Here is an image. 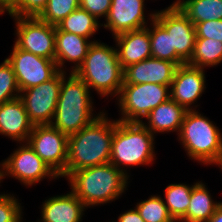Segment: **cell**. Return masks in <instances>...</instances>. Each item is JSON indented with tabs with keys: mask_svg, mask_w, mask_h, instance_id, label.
I'll return each mask as SVG.
<instances>
[{
	"mask_svg": "<svg viewBox=\"0 0 222 222\" xmlns=\"http://www.w3.org/2000/svg\"><path fill=\"white\" fill-rule=\"evenodd\" d=\"M102 113L83 129L68 136L66 177L72 172L110 163L114 121Z\"/></svg>",
	"mask_w": 222,
	"mask_h": 222,
	"instance_id": "6da1fadb",
	"label": "cell"
},
{
	"mask_svg": "<svg viewBox=\"0 0 222 222\" xmlns=\"http://www.w3.org/2000/svg\"><path fill=\"white\" fill-rule=\"evenodd\" d=\"M67 178L71 191L87 208L119 198L127 188L129 175L106 163L74 171Z\"/></svg>",
	"mask_w": 222,
	"mask_h": 222,
	"instance_id": "7a4b0ae2",
	"label": "cell"
},
{
	"mask_svg": "<svg viewBox=\"0 0 222 222\" xmlns=\"http://www.w3.org/2000/svg\"><path fill=\"white\" fill-rule=\"evenodd\" d=\"M63 71L60 96L51 125L67 136L77 133L102 112L94 116L93 102L88 85L74 72ZM67 79V80H66Z\"/></svg>",
	"mask_w": 222,
	"mask_h": 222,
	"instance_id": "3957f363",
	"label": "cell"
},
{
	"mask_svg": "<svg viewBox=\"0 0 222 222\" xmlns=\"http://www.w3.org/2000/svg\"><path fill=\"white\" fill-rule=\"evenodd\" d=\"M123 68L116 48L98 41L93 42L83 63L74 73L100 96H119L124 83ZM109 94V95H108Z\"/></svg>",
	"mask_w": 222,
	"mask_h": 222,
	"instance_id": "277c9868",
	"label": "cell"
},
{
	"mask_svg": "<svg viewBox=\"0 0 222 222\" xmlns=\"http://www.w3.org/2000/svg\"><path fill=\"white\" fill-rule=\"evenodd\" d=\"M154 137L142 122L114 120L110 163L120 170L125 166L152 163L155 157Z\"/></svg>",
	"mask_w": 222,
	"mask_h": 222,
	"instance_id": "5b68a950",
	"label": "cell"
},
{
	"mask_svg": "<svg viewBox=\"0 0 222 222\" xmlns=\"http://www.w3.org/2000/svg\"><path fill=\"white\" fill-rule=\"evenodd\" d=\"M190 159L210 164L222 153L220 129L196 109L187 110L177 134Z\"/></svg>",
	"mask_w": 222,
	"mask_h": 222,
	"instance_id": "8992f818",
	"label": "cell"
},
{
	"mask_svg": "<svg viewBox=\"0 0 222 222\" xmlns=\"http://www.w3.org/2000/svg\"><path fill=\"white\" fill-rule=\"evenodd\" d=\"M170 86L156 83L123 84L118 99L121 118L118 121L142 122L141 118L170 99Z\"/></svg>",
	"mask_w": 222,
	"mask_h": 222,
	"instance_id": "52a82bcc",
	"label": "cell"
},
{
	"mask_svg": "<svg viewBox=\"0 0 222 222\" xmlns=\"http://www.w3.org/2000/svg\"><path fill=\"white\" fill-rule=\"evenodd\" d=\"M27 143L59 177L66 178L68 136L51 124L33 125Z\"/></svg>",
	"mask_w": 222,
	"mask_h": 222,
	"instance_id": "ba28073f",
	"label": "cell"
},
{
	"mask_svg": "<svg viewBox=\"0 0 222 222\" xmlns=\"http://www.w3.org/2000/svg\"><path fill=\"white\" fill-rule=\"evenodd\" d=\"M63 71L37 86L22 90L23 102L28 118L33 125L51 124L60 96Z\"/></svg>",
	"mask_w": 222,
	"mask_h": 222,
	"instance_id": "9c48e42d",
	"label": "cell"
},
{
	"mask_svg": "<svg viewBox=\"0 0 222 222\" xmlns=\"http://www.w3.org/2000/svg\"><path fill=\"white\" fill-rule=\"evenodd\" d=\"M16 21L15 46L55 61L56 26L38 17H13Z\"/></svg>",
	"mask_w": 222,
	"mask_h": 222,
	"instance_id": "30bf717a",
	"label": "cell"
},
{
	"mask_svg": "<svg viewBox=\"0 0 222 222\" xmlns=\"http://www.w3.org/2000/svg\"><path fill=\"white\" fill-rule=\"evenodd\" d=\"M7 61L12 65L20 92L49 81L58 72L56 61L47 59L15 45Z\"/></svg>",
	"mask_w": 222,
	"mask_h": 222,
	"instance_id": "8fae6325",
	"label": "cell"
},
{
	"mask_svg": "<svg viewBox=\"0 0 222 222\" xmlns=\"http://www.w3.org/2000/svg\"><path fill=\"white\" fill-rule=\"evenodd\" d=\"M154 19L171 35L172 48L187 63L194 51L195 25L177 6L155 11Z\"/></svg>",
	"mask_w": 222,
	"mask_h": 222,
	"instance_id": "7c38bea8",
	"label": "cell"
},
{
	"mask_svg": "<svg viewBox=\"0 0 222 222\" xmlns=\"http://www.w3.org/2000/svg\"><path fill=\"white\" fill-rule=\"evenodd\" d=\"M4 162V177L11 175L23 185L31 186L42 179L58 176L35 153L27 142L22 143Z\"/></svg>",
	"mask_w": 222,
	"mask_h": 222,
	"instance_id": "4fadbf2b",
	"label": "cell"
},
{
	"mask_svg": "<svg viewBox=\"0 0 222 222\" xmlns=\"http://www.w3.org/2000/svg\"><path fill=\"white\" fill-rule=\"evenodd\" d=\"M204 73V69L187 63L177 66L170 85V98L186 110H192L191 105L206 88Z\"/></svg>",
	"mask_w": 222,
	"mask_h": 222,
	"instance_id": "5bb4252c",
	"label": "cell"
},
{
	"mask_svg": "<svg viewBox=\"0 0 222 222\" xmlns=\"http://www.w3.org/2000/svg\"><path fill=\"white\" fill-rule=\"evenodd\" d=\"M145 0H112L106 23L113 36L147 27L144 15Z\"/></svg>",
	"mask_w": 222,
	"mask_h": 222,
	"instance_id": "9a60e30c",
	"label": "cell"
},
{
	"mask_svg": "<svg viewBox=\"0 0 222 222\" xmlns=\"http://www.w3.org/2000/svg\"><path fill=\"white\" fill-rule=\"evenodd\" d=\"M176 68L174 62L150 57L126 67L123 84L156 83L170 86Z\"/></svg>",
	"mask_w": 222,
	"mask_h": 222,
	"instance_id": "2e32d148",
	"label": "cell"
},
{
	"mask_svg": "<svg viewBox=\"0 0 222 222\" xmlns=\"http://www.w3.org/2000/svg\"><path fill=\"white\" fill-rule=\"evenodd\" d=\"M32 128L20 97L0 105V134L21 144L27 142Z\"/></svg>",
	"mask_w": 222,
	"mask_h": 222,
	"instance_id": "e0dca14e",
	"label": "cell"
},
{
	"mask_svg": "<svg viewBox=\"0 0 222 222\" xmlns=\"http://www.w3.org/2000/svg\"><path fill=\"white\" fill-rule=\"evenodd\" d=\"M118 60L123 70L133 64L152 57L150 34L147 27L125 32L114 37Z\"/></svg>",
	"mask_w": 222,
	"mask_h": 222,
	"instance_id": "ac0fdd59",
	"label": "cell"
},
{
	"mask_svg": "<svg viewBox=\"0 0 222 222\" xmlns=\"http://www.w3.org/2000/svg\"><path fill=\"white\" fill-rule=\"evenodd\" d=\"M95 42L74 33L61 31L56 26L55 37V61L59 71H64L66 61L75 64L71 72H74L83 63L90 45Z\"/></svg>",
	"mask_w": 222,
	"mask_h": 222,
	"instance_id": "d6986e66",
	"label": "cell"
},
{
	"mask_svg": "<svg viewBox=\"0 0 222 222\" xmlns=\"http://www.w3.org/2000/svg\"><path fill=\"white\" fill-rule=\"evenodd\" d=\"M42 206L40 222H81L86 208L72 191L46 199Z\"/></svg>",
	"mask_w": 222,
	"mask_h": 222,
	"instance_id": "ffe728a7",
	"label": "cell"
},
{
	"mask_svg": "<svg viewBox=\"0 0 222 222\" xmlns=\"http://www.w3.org/2000/svg\"><path fill=\"white\" fill-rule=\"evenodd\" d=\"M186 109L171 98L153 109L146 117L144 126L154 135L171 131H180Z\"/></svg>",
	"mask_w": 222,
	"mask_h": 222,
	"instance_id": "44dd1931",
	"label": "cell"
},
{
	"mask_svg": "<svg viewBox=\"0 0 222 222\" xmlns=\"http://www.w3.org/2000/svg\"><path fill=\"white\" fill-rule=\"evenodd\" d=\"M204 183H194L186 215L179 222H207L222 202H214Z\"/></svg>",
	"mask_w": 222,
	"mask_h": 222,
	"instance_id": "7402d4cb",
	"label": "cell"
},
{
	"mask_svg": "<svg viewBox=\"0 0 222 222\" xmlns=\"http://www.w3.org/2000/svg\"><path fill=\"white\" fill-rule=\"evenodd\" d=\"M170 6H177L194 25L222 20V0H176Z\"/></svg>",
	"mask_w": 222,
	"mask_h": 222,
	"instance_id": "603a6c76",
	"label": "cell"
},
{
	"mask_svg": "<svg viewBox=\"0 0 222 222\" xmlns=\"http://www.w3.org/2000/svg\"><path fill=\"white\" fill-rule=\"evenodd\" d=\"M155 13L150 14L152 29L149 27L151 56L153 58L169 60L177 66L186 62L176 53L175 48H172L171 35L154 19Z\"/></svg>",
	"mask_w": 222,
	"mask_h": 222,
	"instance_id": "cb8c5ba5",
	"label": "cell"
},
{
	"mask_svg": "<svg viewBox=\"0 0 222 222\" xmlns=\"http://www.w3.org/2000/svg\"><path fill=\"white\" fill-rule=\"evenodd\" d=\"M222 62V42L211 38H196L188 65L204 69Z\"/></svg>",
	"mask_w": 222,
	"mask_h": 222,
	"instance_id": "d4e9b609",
	"label": "cell"
},
{
	"mask_svg": "<svg viewBox=\"0 0 222 222\" xmlns=\"http://www.w3.org/2000/svg\"><path fill=\"white\" fill-rule=\"evenodd\" d=\"M100 21L82 8H77L64 18L57 27L64 32H70L82 37L90 38L98 30Z\"/></svg>",
	"mask_w": 222,
	"mask_h": 222,
	"instance_id": "484cf974",
	"label": "cell"
},
{
	"mask_svg": "<svg viewBox=\"0 0 222 222\" xmlns=\"http://www.w3.org/2000/svg\"><path fill=\"white\" fill-rule=\"evenodd\" d=\"M193 186L170 184L165 188V205L170 216L179 222L187 213Z\"/></svg>",
	"mask_w": 222,
	"mask_h": 222,
	"instance_id": "4316f807",
	"label": "cell"
},
{
	"mask_svg": "<svg viewBox=\"0 0 222 222\" xmlns=\"http://www.w3.org/2000/svg\"><path fill=\"white\" fill-rule=\"evenodd\" d=\"M135 208L145 222H175L160 195L137 203Z\"/></svg>",
	"mask_w": 222,
	"mask_h": 222,
	"instance_id": "83f0119b",
	"label": "cell"
},
{
	"mask_svg": "<svg viewBox=\"0 0 222 222\" xmlns=\"http://www.w3.org/2000/svg\"><path fill=\"white\" fill-rule=\"evenodd\" d=\"M80 7V0H48L38 18L50 25L57 26L64 18Z\"/></svg>",
	"mask_w": 222,
	"mask_h": 222,
	"instance_id": "f1b7e54d",
	"label": "cell"
},
{
	"mask_svg": "<svg viewBox=\"0 0 222 222\" xmlns=\"http://www.w3.org/2000/svg\"><path fill=\"white\" fill-rule=\"evenodd\" d=\"M15 92H17L15 94ZM20 96V90L12 65L4 60L0 64V105L4 102L16 99Z\"/></svg>",
	"mask_w": 222,
	"mask_h": 222,
	"instance_id": "f546056e",
	"label": "cell"
},
{
	"mask_svg": "<svg viewBox=\"0 0 222 222\" xmlns=\"http://www.w3.org/2000/svg\"><path fill=\"white\" fill-rule=\"evenodd\" d=\"M47 3L48 0H14L6 12L12 17H38Z\"/></svg>",
	"mask_w": 222,
	"mask_h": 222,
	"instance_id": "4dcf8cb0",
	"label": "cell"
},
{
	"mask_svg": "<svg viewBox=\"0 0 222 222\" xmlns=\"http://www.w3.org/2000/svg\"><path fill=\"white\" fill-rule=\"evenodd\" d=\"M10 194H0V222H22V207Z\"/></svg>",
	"mask_w": 222,
	"mask_h": 222,
	"instance_id": "1f68e13d",
	"label": "cell"
},
{
	"mask_svg": "<svg viewBox=\"0 0 222 222\" xmlns=\"http://www.w3.org/2000/svg\"><path fill=\"white\" fill-rule=\"evenodd\" d=\"M195 29L196 38H211L222 42V20L199 22Z\"/></svg>",
	"mask_w": 222,
	"mask_h": 222,
	"instance_id": "d6a6232c",
	"label": "cell"
},
{
	"mask_svg": "<svg viewBox=\"0 0 222 222\" xmlns=\"http://www.w3.org/2000/svg\"><path fill=\"white\" fill-rule=\"evenodd\" d=\"M112 0H80V8L86 10L97 20L99 17L107 18Z\"/></svg>",
	"mask_w": 222,
	"mask_h": 222,
	"instance_id": "836d02e7",
	"label": "cell"
},
{
	"mask_svg": "<svg viewBox=\"0 0 222 222\" xmlns=\"http://www.w3.org/2000/svg\"><path fill=\"white\" fill-rule=\"evenodd\" d=\"M116 222H145V221L135 208L120 214Z\"/></svg>",
	"mask_w": 222,
	"mask_h": 222,
	"instance_id": "e575fe53",
	"label": "cell"
},
{
	"mask_svg": "<svg viewBox=\"0 0 222 222\" xmlns=\"http://www.w3.org/2000/svg\"><path fill=\"white\" fill-rule=\"evenodd\" d=\"M207 222H222V204L216 209L215 213Z\"/></svg>",
	"mask_w": 222,
	"mask_h": 222,
	"instance_id": "d590c367",
	"label": "cell"
},
{
	"mask_svg": "<svg viewBox=\"0 0 222 222\" xmlns=\"http://www.w3.org/2000/svg\"><path fill=\"white\" fill-rule=\"evenodd\" d=\"M9 9V0H0V10L5 13Z\"/></svg>",
	"mask_w": 222,
	"mask_h": 222,
	"instance_id": "8d00e7d4",
	"label": "cell"
},
{
	"mask_svg": "<svg viewBox=\"0 0 222 222\" xmlns=\"http://www.w3.org/2000/svg\"><path fill=\"white\" fill-rule=\"evenodd\" d=\"M211 164L219 165L222 170V153Z\"/></svg>",
	"mask_w": 222,
	"mask_h": 222,
	"instance_id": "74e56055",
	"label": "cell"
},
{
	"mask_svg": "<svg viewBox=\"0 0 222 222\" xmlns=\"http://www.w3.org/2000/svg\"><path fill=\"white\" fill-rule=\"evenodd\" d=\"M1 165V170H0V182L2 179H4V162H2V164L0 163Z\"/></svg>",
	"mask_w": 222,
	"mask_h": 222,
	"instance_id": "f35d334b",
	"label": "cell"
},
{
	"mask_svg": "<svg viewBox=\"0 0 222 222\" xmlns=\"http://www.w3.org/2000/svg\"><path fill=\"white\" fill-rule=\"evenodd\" d=\"M14 0H9V8L12 6Z\"/></svg>",
	"mask_w": 222,
	"mask_h": 222,
	"instance_id": "ab89813d",
	"label": "cell"
}]
</instances>
